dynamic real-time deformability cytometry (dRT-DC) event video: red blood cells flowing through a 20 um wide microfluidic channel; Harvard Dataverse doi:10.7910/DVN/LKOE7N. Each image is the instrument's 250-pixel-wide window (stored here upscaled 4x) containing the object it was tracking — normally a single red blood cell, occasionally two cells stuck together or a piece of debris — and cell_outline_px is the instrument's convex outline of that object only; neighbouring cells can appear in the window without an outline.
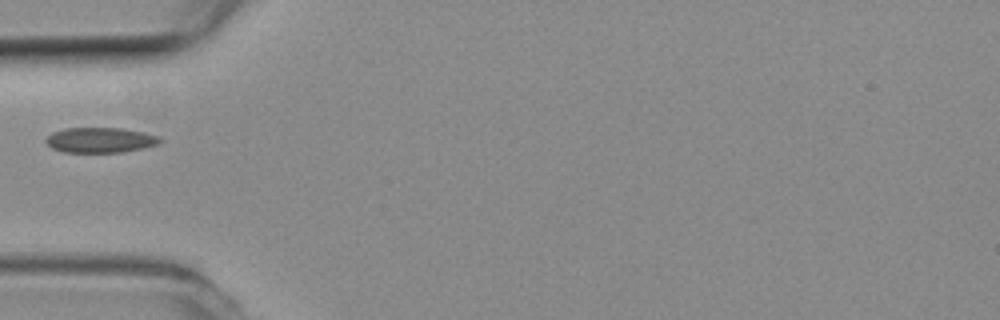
{"species": "common noctule bat (a hibernating species)", "species_latin": "Nyctalus noctula", "temperature_condition": "room temperature", "stored_images_in_passage": 34, "camera_frame_rate_fps": 3000, "um_per_image_px": 0.085, "animal": {"sex": "female", "body_mass_g": 19.3, "forearm_length_mm": 54.1}, "frame": {"image": 1, "passage_image": 1, "time_ms": 0.0, "image_size_px": [1000, 320], "cell_outline_px": [[164, 140], [160, 144], [144, 148], [120, 152], [64, 152], [52, 148], [44, 140], [52, 132], [64, 128], [120, 128], [144, 132], [160, 136]], "centroid_in_image_um": [8.57, 11.9], "position_along_channel_um": 76.4, "area_um2": 16.88}}
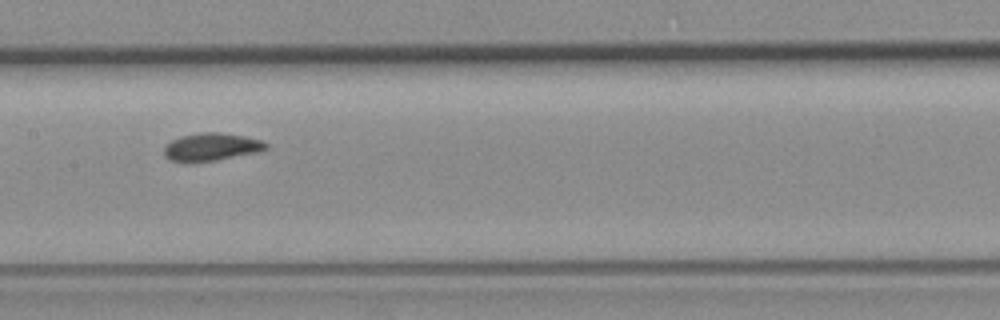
{"frame": {"image": 2, "passage_image": 10, "time_ms": 3.0, "image_size_px": [1000, 320], "cell_outline_px": [[268, 148], [256, 152], [216, 160], [188, 164], [172, 160], [164, 156], [164, 148], [172, 140], [180, 136], [200, 132], [220, 132], [244, 136], [260, 140], [268, 144]], "centroid_in_image_um": [17.92, 12.5], "position_along_channel_um": 189.5, "area_um2": 16.59}}
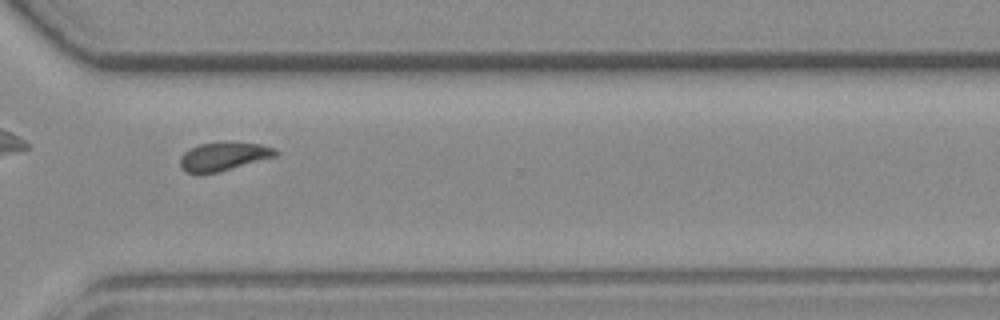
{"frame": {"image": 3, "passage_image": 23, "time_ms": 7.333, "image_size_px": [1000, 320], "cell_outline_px": [[280, 152], [276, 156], [220, 172], [188, 172], [180, 168], [180, 156], [184, 152], [200, 144], [260, 144], [276, 148]], "centroid_in_image_um": [19.03, 13.32], "position_along_channel_um": 351.6, "area_um2": 15.2}}